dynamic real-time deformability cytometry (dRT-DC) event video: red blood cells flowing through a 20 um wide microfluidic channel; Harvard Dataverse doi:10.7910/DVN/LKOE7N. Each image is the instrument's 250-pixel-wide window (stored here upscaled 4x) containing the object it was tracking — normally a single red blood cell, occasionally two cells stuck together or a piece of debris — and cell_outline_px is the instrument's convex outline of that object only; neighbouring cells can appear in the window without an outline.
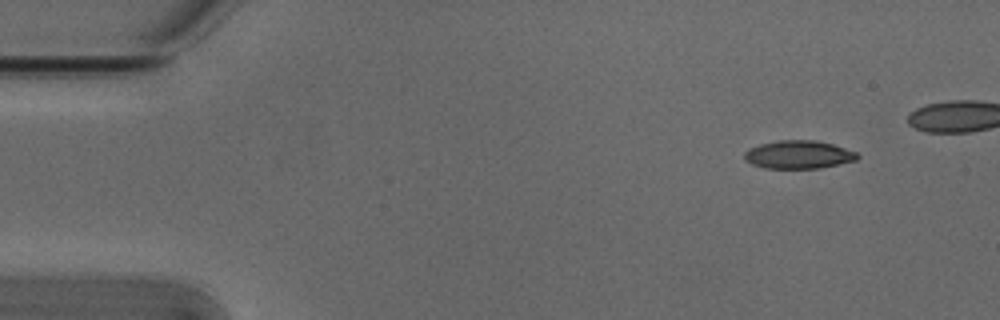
{"species": "Egyptian fruit bat (a non-hibernating species)", "species_latin": "Rousettus aegyptiacus", "temperature_condition": "cold", "stored_images_in_passage": 5, "segment_of_instrument_passage": [2, 2], "camera_frame_rate_fps": 3000, "um_per_image_px": 0.085, "animal": {"sex": "male"}, "frame": {"image": 1, "passage_image": 5, "time_ms": 1.333, "image_size_px": [1000, 320], "cell_outline_px": [[860, 156], [856, 160], [840, 164], [820, 168], [764, 168], [752, 164], [744, 160], [744, 152], [748, 148], [760, 144], [780, 140], [816, 140], [832, 144], [856, 152]], "centroid_in_image_um": [67.86, 13.14], "position_along_channel_um": 17.1, "area_um2": 18.55}}